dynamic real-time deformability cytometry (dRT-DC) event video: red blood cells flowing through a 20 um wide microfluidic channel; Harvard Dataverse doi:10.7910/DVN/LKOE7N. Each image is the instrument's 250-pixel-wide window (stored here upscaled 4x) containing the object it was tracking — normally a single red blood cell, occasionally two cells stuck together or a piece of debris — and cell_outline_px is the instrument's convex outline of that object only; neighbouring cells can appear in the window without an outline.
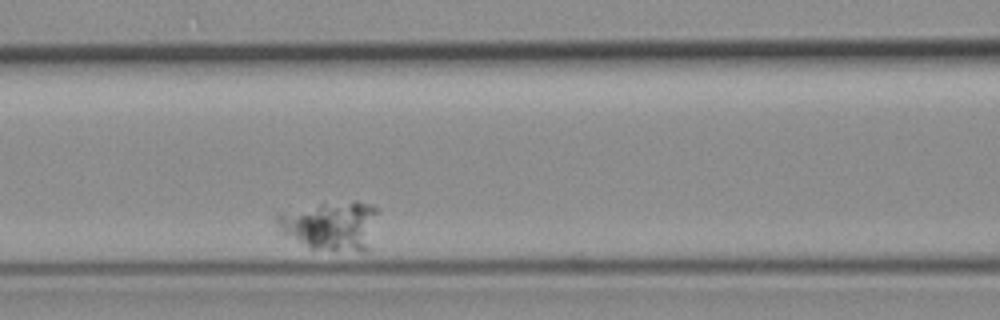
{"species": "common noctule bat (a hibernating species)", "species_latin": "Nyctalus noctula", "temperature_condition": "room temperature", "stored_images_in_passage": 54, "camera_frame_rate_fps": 3000, "um_per_image_px": 0.085, "animal": {"sex": "female", "body_mass_g": 19.3, "forearm_length_mm": 54.1}, "frame": {"image": 1, "passage_image": 25, "time_ms": 8.0, "image_size_px": [1000, 320], "cell_outline_px": [[380, 212], [368, 252], [360, 252], [312, 248], [280, 232], [276, 220], [276, 216], [320, 204], [352, 200], [356, 200], [380, 208]], "centroid_in_image_um": [28.27, 19.18], "position_along_channel_um": 138.3, "area_um2": 28.78}}
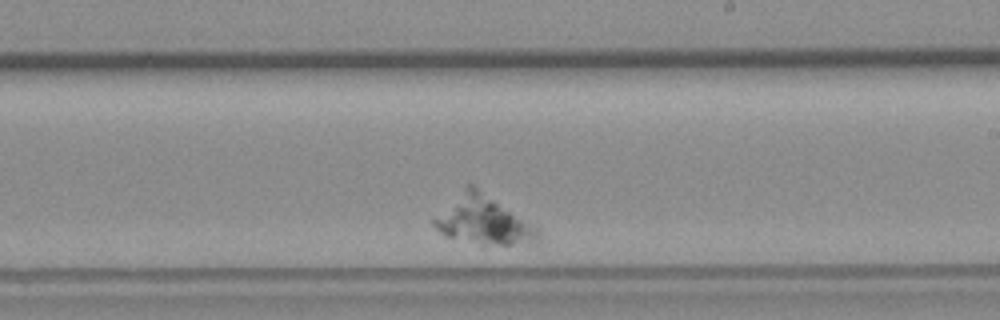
{"frame": {"image": 2, "passage_image": 36, "time_ms": 11.667, "image_size_px": [1000, 320], "cell_outline_px": [[540, 236], [536, 244], [484, 248], [480, 248], [444, 236], [432, 224], [432, 220], [468, 184], [472, 184], [532, 224], [540, 232]], "centroid_in_image_um": [41.11, 18.85], "position_along_channel_um": 247.9, "area_um2": 29.94}}
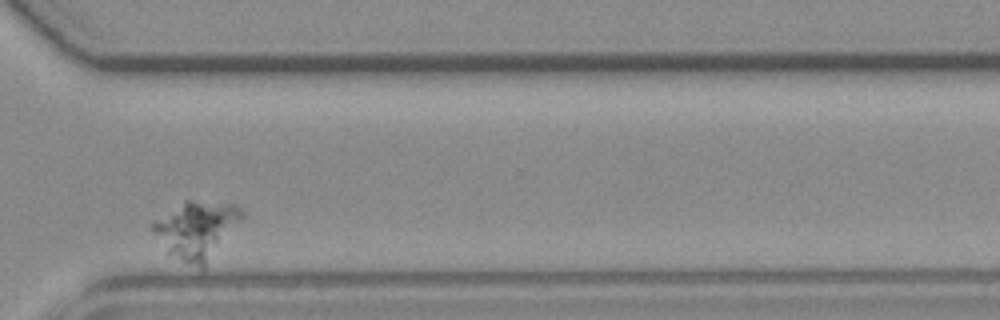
{"frame": {"image": 3, "passage_image": 46, "time_ms": 15.0, "image_size_px": [1000, 320], "cell_outline_px": [[244, 216], [204, 268], [200, 268], [188, 264], [168, 252], [148, 228], [148, 224], [152, 220], [184, 200], [192, 200], [236, 204], [244, 212]], "centroid_in_image_um": [16.65, 19.5], "position_along_channel_um": 353.9, "area_um2": 29.94}}